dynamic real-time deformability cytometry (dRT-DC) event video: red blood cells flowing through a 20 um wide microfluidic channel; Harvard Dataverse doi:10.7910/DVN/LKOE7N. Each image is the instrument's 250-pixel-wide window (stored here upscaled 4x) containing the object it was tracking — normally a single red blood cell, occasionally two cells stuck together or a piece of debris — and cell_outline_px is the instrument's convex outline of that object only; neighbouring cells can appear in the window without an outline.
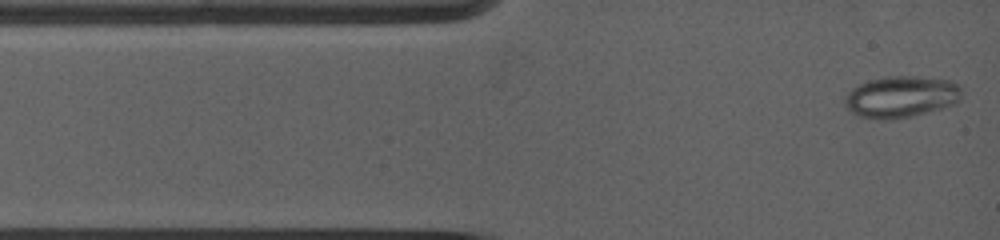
{"species": "common noctule bat (a hibernating species)", "species_latin": "Nyctalus noctula", "temperature_condition": "warm", "stored_images_in_passage": 8, "camera_frame_rate_fps": 5000, "um_per_image_px": 0.085, "animal": {"sex": "female", "body_mass_g": 19.0, "forearm_length_mm": 53.3}, "frame": {"image": 1, "passage_image": 1, "time_ms": 0.0, "image_size_px": [1000, 240], "cell_outline_px": [[960, 100], [952, 104], [940, 108], [912, 116], [892, 120], [880, 120], [860, 116], [848, 112], [844, 104], [844, 96], [852, 88], [868, 80], [884, 76], [916, 76], [948, 80], [960, 84]], "centroid_in_image_um": [76.53, 8.23], "position_along_channel_um": 8.5, "area_um2": 28.5}}
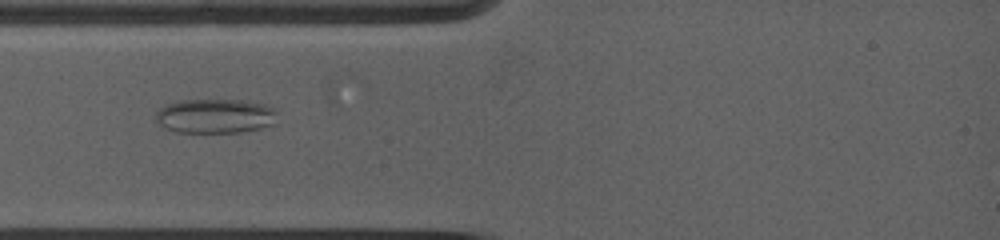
{"frame": {"image": 2, "passage_image": 7, "time_ms": 2.6, "image_size_px": [1000, 240], "cell_outline_px": [[276, 112], [272, 124], [260, 128], [240, 132], [176, 132], [160, 124], [156, 120], [156, 112], [160, 108], [168, 104], [180, 100], [244, 100], [264, 104], [276, 108]], "centroid_in_image_um": [18.3, 9.85], "position_along_channel_um": 66.7, "area_um2": 24.16}}